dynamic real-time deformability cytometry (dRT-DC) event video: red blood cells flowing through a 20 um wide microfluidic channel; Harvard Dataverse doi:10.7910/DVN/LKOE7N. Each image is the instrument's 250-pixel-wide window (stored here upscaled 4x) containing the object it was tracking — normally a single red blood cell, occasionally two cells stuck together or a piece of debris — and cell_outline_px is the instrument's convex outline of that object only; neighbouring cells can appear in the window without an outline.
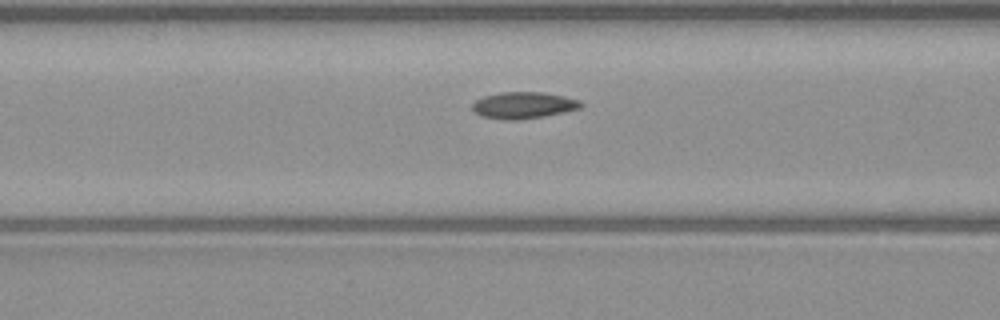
{"species": "common noctule bat (a hibernating species)", "species_latin": "Nyctalus noctula", "temperature_condition": "warm", "stored_images_in_passage": 46, "camera_frame_rate_fps": 3000, "um_per_image_px": 0.085, "animal": {"sex": "male", "body_mass_g": 23.1, "forearm_length_mm": 52.7}, "frame": {"image": 1, "passage_image": 16, "time_ms": 5.0, "image_size_px": [1000, 320], "cell_outline_px": [[584, 104], [580, 108], [564, 112], [544, 116], [516, 120], [504, 120], [484, 116], [476, 112], [472, 108], [472, 104], [476, 100], [484, 96], [500, 92], [544, 92], [564, 96], [580, 100]], "centroid_in_image_um": [44.52, 8.94], "position_along_channel_um": 122.1, "area_um2": 16.76}}
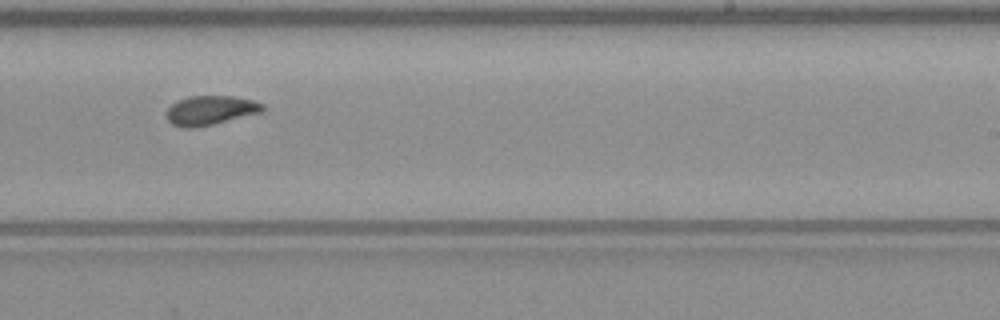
{"frame": {"image": 2, "passage_image": 27, "time_ms": 8.667, "image_size_px": [1000, 320], "cell_outline_px": [[264, 108], [260, 112], [212, 124], [192, 128], [184, 128], [172, 124], [168, 120], [168, 108], [176, 100], [188, 96], [232, 96], [252, 100], [264, 104]], "centroid_in_image_um": [17.86, 9.36], "position_along_channel_um": 271.1, "area_um2": 16.13}}
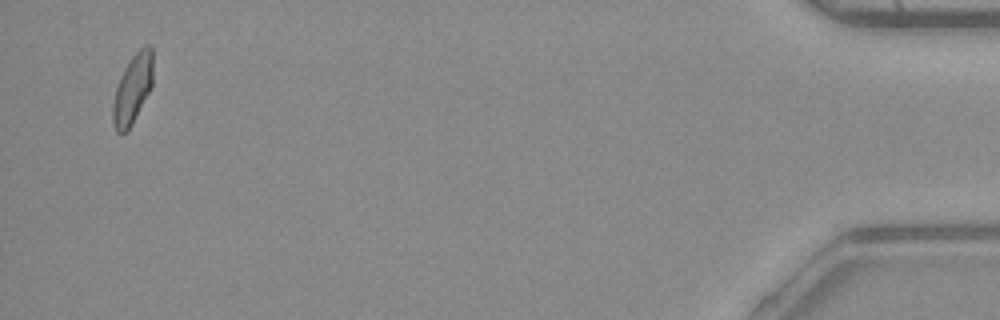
{"frame": {"image": 3, "passage_image": 45, "time_ms": 14.667, "image_size_px": [1000, 320], "cell_outline_px": [[152, 88], [132, 124], [124, 132], [116, 132], [112, 120], [112, 104], [116, 88], [124, 68], [132, 56], [144, 44], [148, 44], [152, 48]], "centroid_in_image_um": [11.28, 7.55], "position_along_channel_um": 423.9, "area_um2": 16.18}, "authors_computed_cell_mechanics": {"area_um2": 16.3863, "velocity_mm_per_s": 4.0643, "shape_relaxation_time_tau1_ms": 6.5287, "shape_relaxation_time_tau2_ms": 1.9686, "deformation_change_tau1": 0.1529, "deformation_change_tau2": 0.0718}}